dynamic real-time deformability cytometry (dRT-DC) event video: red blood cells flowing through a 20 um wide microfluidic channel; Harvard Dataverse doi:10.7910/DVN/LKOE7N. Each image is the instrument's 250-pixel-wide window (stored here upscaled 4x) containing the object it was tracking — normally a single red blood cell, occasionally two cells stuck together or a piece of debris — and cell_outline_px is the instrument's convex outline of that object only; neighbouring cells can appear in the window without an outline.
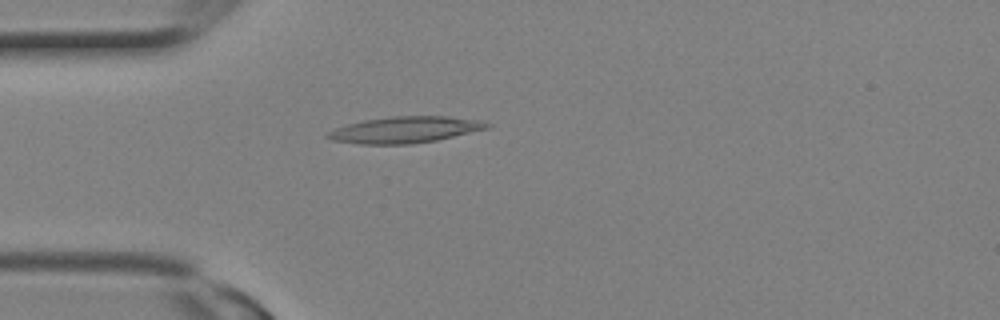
{"species": "Egyptian fruit bat (a non-hibernating species)", "species_latin": "Rousettus aegyptiacus", "temperature_condition": "room temperature", "stored_images_in_passage": 3, "camera_frame_rate_fps": 3000, "um_per_image_px": 0.085, "animal": {"sex": "female"}, "frame": {"image": 1, "passage_image": 3, "time_ms": 0.667, "image_size_px": [1000, 320], "cell_outline_px": [[492, 124], [488, 128], [436, 140], [412, 144], [360, 144], [332, 140], [324, 136], [328, 132], [336, 128], [348, 124], [364, 120], [392, 116], [448, 116], [480, 120]], "centroid_in_image_um": [34.42, 11.02], "position_along_channel_um": 50.6, "area_um2": 24.33}}